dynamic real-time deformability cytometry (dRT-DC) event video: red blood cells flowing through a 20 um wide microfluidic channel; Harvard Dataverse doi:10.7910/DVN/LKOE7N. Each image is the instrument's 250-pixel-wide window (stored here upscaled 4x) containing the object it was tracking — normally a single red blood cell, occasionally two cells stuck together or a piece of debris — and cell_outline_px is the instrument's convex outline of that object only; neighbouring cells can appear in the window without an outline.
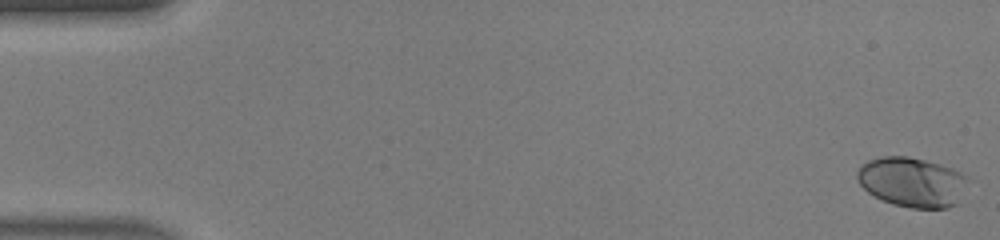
{"species": "human", "species_latin": "Homo sapiens", "temperature_condition": "warm", "stored_images_in_passage": 47, "camera_frame_rate_fps": 3000, "um_per_image_px": 0.085, "donor": {"sex": "male"}, "frame": {"image": 1, "passage_image": 1, "time_ms": 0.0, "image_size_px": [1000, 240], "cell_outline_px": [[968, 180], [956, 204], [948, 208], [912, 208], [892, 204], [868, 192], [860, 184], [856, 176], [856, 172], [868, 160], [880, 156], [908, 156], [940, 164], [952, 168], [960, 172]], "centroid_in_image_um": [77.51, 15.47], "position_along_channel_um": 7.5, "area_um2": 31.79}}
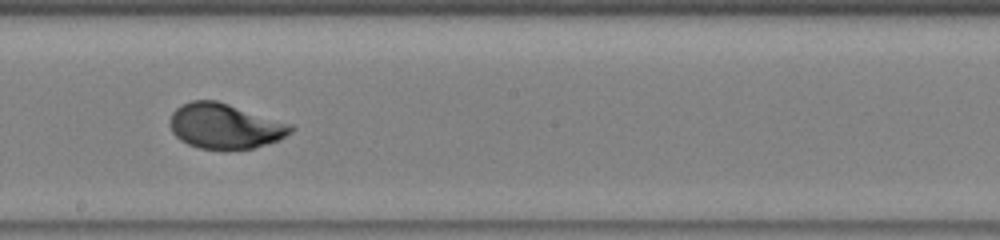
{"frame": {"image": 2, "passage_image": 27, "time_ms": 8.667, "image_size_px": [1000, 240], "cell_outline_px": [[296, 128], [292, 132], [280, 140], [252, 148], [224, 152], [200, 148], [188, 144], [180, 140], [172, 132], [168, 124], [168, 120], [172, 112], [180, 104], [192, 100], [216, 100], [292, 124]], "centroid_in_image_um": [19.1, 10.74], "position_along_channel_um": 229.1, "area_um2": 32.54}}
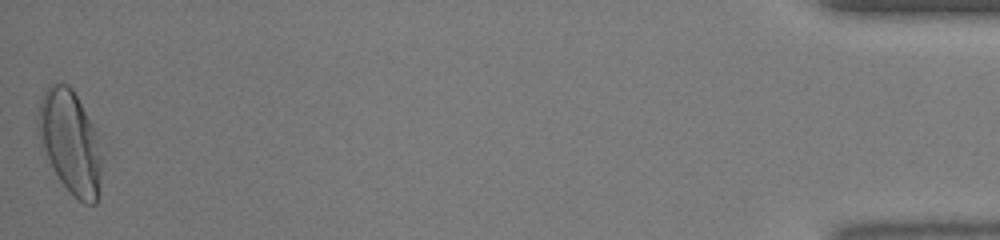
{"frame": {"image": 3, "passage_image": 47, "time_ms": 15.333, "image_size_px": [1000, 240], "cell_outline_px": [[100, 176], [96, 204], [84, 204], [72, 196], [60, 180], [44, 148], [36, 124], [36, 120], [40, 100], [44, 92], [56, 80], [68, 84], [72, 88], [92, 124], [96, 132], [100, 156]], "centroid_in_image_um": [5.95, 12.04], "position_along_channel_um": 429.3, "area_um2": 37.45}, "authors_computed_cell_mechanics": {"area_um2": 31.6166, "velocity_mm_per_s": 4.4304, "shape_relaxation_time_tau1_ms": 4.193, "shape_relaxation_time_tau2_ms": null, "deformation_change_tau1": 0.2047, "deformation_change_tau2": null}}